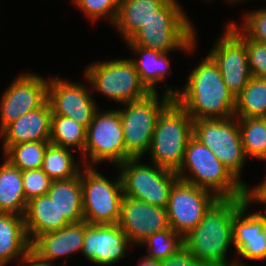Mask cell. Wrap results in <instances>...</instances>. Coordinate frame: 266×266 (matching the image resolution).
<instances>
[{
  "label": "cell",
  "mask_w": 266,
  "mask_h": 266,
  "mask_svg": "<svg viewBox=\"0 0 266 266\" xmlns=\"http://www.w3.org/2000/svg\"><path fill=\"white\" fill-rule=\"evenodd\" d=\"M23 217L30 243L42 234L62 229L70 224L60 215L56 204L47 194L29 200Z\"/></svg>",
  "instance_id": "obj_22"
},
{
  "label": "cell",
  "mask_w": 266,
  "mask_h": 266,
  "mask_svg": "<svg viewBox=\"0 0 266 266\" xmlns=\"http://www.w3.org/2000/svg\"><path fill=\"white\" fill-rule=\"evenodd\" d=\"M84 75L93 91L122 105L141 100L151 93L140 80L130 58L91 63L86 67Z\"/></svg>",
  "instance_id": "obj_6"
},
{
  "label": "cell",
  "mask_w": 266,
  "mask_h": 266,
  "mask_svg": "<svg viewBox=\"0 0 266 266\" xmlns=\"http://www.w3.org/2000/svg\"><path fill=\"white\" fill-rule=\"evenodd\" d=\"M48 81L35 73H21L1 96L0 132L11 122L48 100Z\"/></svg>",
  "instance_id": "obj_14"
},
{
  "label": "cell",
  "mask_w": 266,
  "mask_h": 266,
  "mask_svg": "<svg viewBox=\"0 0 266 266\" xmlns=\"http://www.w3.org/2000/svg\"><path fill=\"white\" fill-rule=\"evenodd\" d=\"M218 199L212 192L178 179L171 188L166 207L170 228L185 237Z\"/></svg>",
  "instance_id": "obj_13"
},
{
  "label": "cell",
  "mask_w": 266,
  "mask_h": 266,
  "mask_svg": "<svg viewBox=\"0 0 266 266\" xmlns=\"http://www.w3.org/2000/svg\"><path fill=\"white\" fill-rule=\"evenodd\" d=\"M193 137L212 150L217 159L246 186L240 177L247 157L237 117L193 120Z\"/></svg>",
  "instance_id": "obj_10"
},
{
  "label": "cell",
  "mask_w": 266,
  "mask_h": 266,
  "mask_svg": "<svg viewBox=\"0 0 266 266\" xmlns=\"http://www.w3.org/2000/svg\"><path fill=\"white\" fill-rule=\"evenodd\" d=\"M75 150L49 144L44 154L41 169L52 180H67L80 175V164H75L76 160L72 153Z\"/></svg>",
  "instance_id": "obj_28"
},
{
  "label": "cell",
  "mask_w": 266,
  "mask_h": 266,
  "mask_svg": "<svg viewBox=\"0 0 266 266\" xmlns=\"http://www.w3.org/2000/svg\"><path fill=\"white\" fill-rule=\"evenodd\" d=\"M245 197L218 199L185 237L183 247L207 266H226L233 243V217Z\"/></svg>",
  "instance_id": "obj_2"
},
{
  "label": "cell",
  "mask_w": 266,
  "mask_h": 266,
  "mask_svg": "<svg viewBox=\"0 0 266 266\" xmlns=\"http://www.w3.org/2000/svg\"><path fill=\"white\" fill-rule=\"evenodd\" d=\"M144 245L148 251V254L144 256L162 260L176 254L183 248V238L169 228L149 236L140 244V246Z\"/></svg>",
  "instance_id": "obj_32"
},
{
  "label": "cell",
  "mask_w": 266,
  "mask_h": 266,
  "mask_svg": "<svg viewBox=\"0 0 266 266\" xmlns=\"http://www.w3.org/2000/svg\"><path fill=\"white\" fill-rule=\"evenodd\" d=\"M129 246H134L117 224H88L85 221V237L82 254L90 263L109 266L118 263Z\"/></svg>",
  "instance_id": "obj_17"
},
{
  "label": "cell",
  "mask_w": 266,
  "mask_h": 266,
  "mask_svg": "<svg viewBox=\"0 0 266 266\" xmlns=\"http://www.w3.org/2000/svg\"><path fill=\"white\" fill-rule=\"evenodd\" d=\"M226 266H246L245 263L240 262V260H234L231 262V264H228Z\"/></svg>",
  "instance_id": "obj_41"
},
{
  "label": "cell",
  "mask_w": 266,
  "mask_h": 266,
  "mask_svg": "<svg viewBox=\"0 0 266 266\" xmlns=\"http://www.w3.org/2000/svg\"><path fill=\"white\" fill-rule=\"evenodd\" d=\"M188 75L182 90L166 87L193 120L228 119L234 116L235 98L221 76L218 64L207 54Z\"/></svg>",
  "instance_id": "obj_1"
},
{
  "label": "cell",
  "mask_w": 266,
  "mask_h": 266,
  "mask_svg": "<svg viewBox=\"0 0 266 266\" xmlns=\"http://www.w3.org/2000/svg\"><path fill=\"white\" fill-rule=\"evenodd\" d=\"M26 206L22 171L5 159L0 165V212L24 216Z\"/></svg>",
  "instance_id": "obj_26"
},
{
  "label": "cell",
  "mask_w": 266,
  "mask_h": 266,
  "mask_svg": "<svg viewBox=\"0 0 266 266\" xmlns=\"http://www.w3.org/2000/svg\"><path fill=\"white\" fill-rule=\"evenodd\" d=\"M128 48L134 52V57L130 60L134 63L140 80L151 93H157V84L165 81L166 75L172 74L168 53L136 46L132 43H126Z\"/></svg>",
  "instance_id": "obj_23"
},
{
  "label": "cell",
  "mask_w": 266,
  "mask_h": 266,
  "mask_svg": "<svg viewBox=\"0 0 266 266\" xmlns=\"http://www.w3.org/2000/svg\"><path fill=\"white\" fill-rule=\"evenodd\" d=\"M237 118H266V79L252 76L235 98Z\"/></svg>",
  "instance_id": "obj_27"
},
{
  "label": "cell",
  "mask_w": 266,
  "mask_h": 266,
  "mask_svg": "<svg viewBox=\"0 0 266 266\" xmlns=\"http://www.w3.org/2000/svg\"><path fill=\"white\" fill-rule=\"evenodd\" d=\"M91 22L106 18L113 25L118 14L120 0H73Z\"/></svg>",
  "instance_id": "obj_33"
},
{
  "label": "cell",
  "mask_w": 266,
  "mask_h": 266,
  "mask_svg": "<svg viewBox=\"0 0 266 266\" xmlns=\"http://www.w3.org/2000/svg\"><path fill=\"white\" fill-rule=\"evenodd\" d=\"M52 110L48 100L39 108L20 116L1 132L3 146L50 141Z\"/></svg>",
  "instance_id": "obj_20"
},
{
  "label": "cell",
  "mask_w": 266,
  "mask_h": 266,
  "mask_svg": "<svg viewBox=\"0 0 266 266\" xmlns=\"http://www.w3.org/2000/svg\"><path fill=\"white\" fill-rule=\"evenodd\" d=\"M117 225L133 245L140 244L156 232L170 228L166 208L124 196Z\"/></svg>",
  "instance_id": "obj_16"
},
{
  "label": "cell",
  "mask_w": 266,
  "mask_h": 266,
  "mask_svg": "<svg viewBox=\"0 0 266 266\" xmlns=\"http://www.w3.org/2000/svg\"><path fill=\"white\" fill-rule=\"evenodd\" d=\"M160 266H207L194 258L184 247L176 254L160 260Z\"/></svg>",
  "instance_id": "obj_37"
},
{
  "label": "cell",
  "mask_w": 266,
  "mask_h": 266,
  "mask_svg": "<svg viewBox=\"0 0 266 266\" xmlns=\"http://www.w3.org/2000/svg\"><path fill=\"white\" fill-rule=\"evenodd\" d=\"M49 141L25 142L13 146H2L4 157L21 171L39 169Z\"/></svg>",
  "instance_id": "obj_31"
},
{
  "label": "cell",
  "mask_w": 266,
  "mask_h": 266,
  "mask_svg": "<svg viewBox=\"0 0 266 266\" xmlns=\"http://www.w3.org/2000/svg\"><path fill=\"white\" fill-rule=\"evenodd\" d=\"M238 123L246 157L266 162V118H238Z\"/></svg>",
  "instance_id": "obj_30"
},
{
  "label": "cell",
  "mask_w": 266,
  "mask_h": 266,
  "mask_svg": "<svg viewBox=\"0 0 266 266\" xmlns=\"http://www.w3.org/2000/svg\"><path fill=\"white\" fill-rule=\"evenodd\" d=\"M227 1H229L230 3H239V2H241V1H246V0H227Z\"/></svg>",
  "instance_id": "obj_42"
},
{
  "label": "cell",
  "mask_w": 266,
  "mask_h": 266,
  "mask_svg": "<svg viewBox=\"0 0 266 266\" xmlns=\"http://www.w3.org/2000/svg\"><path fill=\"white\" fill-rule=\"evenodd\" d=\"M157 93L147 97L123 103L124 108L118 109L124 134L126 160L143 158L148 153L154 134L157 119L161 112L174 100L165 93L159 101Z\"/></svg>",
  "instance_id": "obj_7"
},
{
  "label": "cell",
  "mask_w": 266,
  "mask_h": 266,
  "mask_svg": "<svg viewBox=\"0 0 266 266\" xmlns=\"http://www.w3.org/2000/svg\"><path fill=\"white\" fill-rule=\"evenodd\" d=\"M82 156L85 166L109 162L116 167L126 161V147L118 109L104 112L98 109L95 112L87 127Z\"/></svg>",
  "instance_id": "obj_11"
},
{
  "label": "cell",
  "mask_w": 266,
  "mask_h": 266,
  "mask_svg": "<svg viewBox=\"0 0 266 266\" xmlns=\"http://www.w3.org/2000/svg\"><path fill=\"white\" fill-rule=\"evenodd\" d=\"M31 255L23 216L0 212V266L18 259L20 262Z\"/></svg>",
  "instance_id": "obj_21"
},
{
  "label": "cell",
  "mask_w": 266,
  "mask_h": 266,
  "mask_svg": "<svg viewBox=\"0 0 266 266\" xmlns=\"http://www.w3.org/2000/svg\"><path fill=\"white\" fill-rule=\"evenodd\" d=\"M85 237V221L70 223L62 229L38 236L31 243V256L37 261L53 265L60 257L82 251Z\"/></svg>",
  "instance_id": "obj_19"
},
{
  "label": "cell",
  "mask_w": 266,
  "mask_h": 266,
  "mask_svg": "<svg viewBox=\"0 0 266 266\" xmlns=\"http://www.w3.org/2000/svg\"><path fill=\"white\" fill-rule=\"evenodd\" d=\"M234 21L229 22L208 54L218 64L224 83L236 98L252 77L246 50V34Z\"/></svg>",
  "instance_id": "obj_12"
},
{
  "label": "cell",
  "mask_w": 266,
  "mask_h": 266,
  "mask_svg": "<svg viewBox=\"0 0 266 266\" xmlns=\"http://www.w3.org/2000/svg\"><path fill=\"white\" fill-rule=\"evenodd\" d=\"M86 84L66 81L59 76H51L48 81V102L52 115L72 118L86 129L98 110Z\"/></svg>",
  "instance_id": "obj_15"
},
{
  "label": "cell",
  "mask_w": 266,
  "mask_h": 266,
  "mask_svg": "<svg viewBox=\"0 0 266 266\" xmlns=\"http://www.w3.org/2000/svg\"><path fill=\"white\" fill-rule=\"evenodd\" d=\"M176 174L180 180L206 189L219 199L245 197V185L217 159L212 150L194 137L186 146L183 163Z\"/></svg>",
  "instance_id": "obj_4"
},
{
  "label": "cell",
  "mask_w": 266,
  "mask_h": 266,
  "mask_svg": "<svg viewBox=\"0 0 266 266\" xmlns=\"http://www.w3.org/2000/svg\"><path fill=\"white\" fill-rule=\"evenodd\" d=\"M87 129L75 120L65 116L52 115L50 143L60 147L84 152ZM75 147V149H74Z\"/></svg>",
  "instance_id": "obj_29"
},
{
  "label": "cell",
  "mask_w": 266,
  "mask_h": 266,
  "mask_svg": "<svg viewBox=\"0 0 266 266\" xmlns=\"http://www.w3.org/2000/svg\"><path fill=\"white\" fill-rule=\"evenodd\" d=\"M239 28L252 40L266 43V8L249 11Z\"/></svg>",
  "instance_id": "obj_35"
},
{
  "label": "cell",
  "mask_w": 266,
  "mask_h": 266,
  "mask_svg": "<svg viewBox=\"0 0 266 266\" xmlns=\"http://www.w3.org/2000/svg\"><path fill=\"white\" fill-rule=\"evenodd\" d=\"M246 50L252 76L266 79V43L254 41L246 35Z\"/></svg>",
  "instance_id": "obj_36"
},
{
  "label": "cell",
  "mask_w": 266,
  "mask_h": 266,
  "mask_svg": "<svg viewBox=\"0 0 266 266\" xmlns=\"http://www.w3.org/2000/svg\"><path fill=\"white\" fill-rule=\"evenodd\" d=\"M138 266H160V260L145 256L141 261H138Z\"/></svg>",
  "instance_id": "obj_40"
},
{
  "label": "cell",
  "mask_w": 266,
  "mask_h": 266,
  "mask_svg": "<svg viewBox=\"0 0 266 266\" xmlns=\"http://www.w3.org/2000/svg\"><path fill=\"white\" fill-rule=\"evenodd\" d=\"M168 0H120L113 24L124 42L128 41Z\"/></svg>",
  "instance_id": "obj_24"
},
{
  "label": "cell",
  "mask_w": 266,
  "mask_h": 266,
  "mask_svg": "<svg viewBox=\"0 0 266 266\" xmlns=\"http://www.w3.org/2000/svg\"><path fill=\"white\" fill-rule=\"evenodd\" d=\"M23 186L26 201L46 195L52 179L41 169L22 171Z\"/></svg>",
  "instance_id": "obj_34"
},
{
  "label": "cell",
  "mask_w": 266,
  "mask_h": 266,
  "mask_svg": "<svg viewBox=\"0 0 266 266\" xmlns=\"http://www.w3.org/2000/svg\"><path fill=\"white\" fill-rule=\"evenodd\" d=\"M20 264H22V266H55L54 264L50 265V264L41 263V262L37 261L31 255L26 260L19 262L18 266H21Z\"/></svg>",
  "instance_id": "obj_39"
},
{
  "label": "cell",
  "mask_w": 266,
  "mask_h": 266,
  "mask_svg": "<svg viewBox=\"0 0 266 266\" xmlns=\"http://www.w3.org/2000/svg\"><path fill=\"white\" fill-rule=\"evenodd\" d=\"M245 200L249 204H254V202H257L266 206V178L255 187L253 186L249 188V186H245ZM263 211V214H266V209Z\"/></svg>",
  "instance_id": "obj_38"
},
{
  "label": "cell",
  "mask_w": 266,
  "mask_h": 266,
  "mask_svg": "<svg viewBox=\"0 0 266 266\" xmlns=\"http://www.w3.org/2000/svg\"><path fill=\"white\" fill-rule=\"evenodd\" d=\"M193 137V119L173 100L159 115L149 148L151 163L177 172L183 163L189 140Z\"/></svg>",
  "instance_id": "obj_5"
},
{
  "label": "cell",
  "mask_w": 266,
  "mask_h": 266,
  "mask_svg": "<svg viewBox=\"0 0 266 266\" xmlns=\"http://www.w3.org/2000/svg\"><path fill=\"white\" fill-rule=\"evenodd\" d=\"M189 19L181 3L177 0H168L125 43H132L161 53L181 50L190 54L196 46L195 33L197 32Z\"/></svg>",
  "instance_id": "obj_3"
},
{
  "label": "cell",
  "mask_w": 266,
  "mask_h": 266,
  "mask_svg": "<svg viewBox=\"0 0 266 266\" xmlns=\"http://www.w3.org/2000/svg\"><path fill=\"white\" fill-rule=\"evenodd\" d=\"M47 195L69 223L84 221L80 175L67 180H52Z\"/></svg>",
  "instance_id": "obj_25"
},
{
  "label": "cell",
  "mask_w": 266,
  "mask_h": 266,
  "mask_svg": "<svg viewBox=\"0 0 266 266\" xmlns=\"http://www.w3.org/2000/svg\"><path fill=\"white\" fill-rule=\"evenodd\" d=\"M250 204L244 200L233 217V243L242 258L266 261V214L262 211L245 215Z\"/></svg>",
  "instance_id": "obj_18"
},
{
  "label": "cell",
  "mask_w": 266,
  "mask_h": 266,
  "mask_svg": "<svg viewBox=\"0 0 266 266\" xmlns=\"http://www.w3.org/2000/svg\"><path fill=\"white\" fill-rule=\"evenodd\" d=\"M83 167L80 177L84 221L88 224H117L124 197L119 171L117 179L110 181L94 166Z\"/></svg>",
  "instance_id": "obj_9"
},
{
  "label": "cell",
  "mask_w": 266,
  "mask_h": 266,
  "mask_svg": "<svg viewBox=\"0 0 266 266\" xmlns=\"http://www.w3.org/2000/svg\"><path fill=\"white\" fill-rule=\"evenodd\" d=\"M141 158H130L116 168L119 171L124 196L166 208L169 194L179 179L176 172L152 164H142Z\"/></svg>",
  "instance_id": "obj_8"
}]
</instances>
